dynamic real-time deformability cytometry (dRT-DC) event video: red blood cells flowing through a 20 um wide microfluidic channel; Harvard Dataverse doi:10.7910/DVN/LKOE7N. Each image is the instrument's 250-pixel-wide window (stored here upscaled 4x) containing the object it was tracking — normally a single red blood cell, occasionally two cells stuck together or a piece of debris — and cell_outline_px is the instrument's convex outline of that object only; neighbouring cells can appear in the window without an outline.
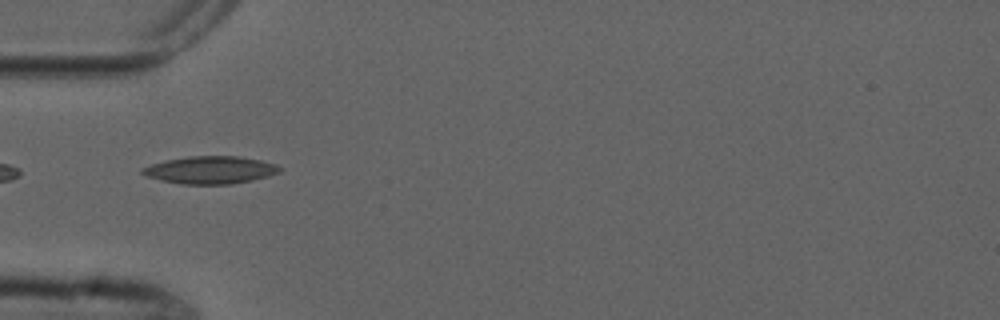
{"species": "common noctule bat (a hibernating species)", "species_latin": "Nyctalus noctula", "temperature_condition": "cold", "stored_images_in_passage": 8, "camera_frame_rate_fps": 3000, "um_per_image_px": 0.085, "animal": {"sex": "male", "forearm_length_mm": 52.5}, "frame": {"image": 1, "passage_image": 7, "time_ms": 8.0, "image_size_px": [1000, 320], "cell_outline_px": [[284, 168], [280, 172], [268, 176], [252, 180], [232, 184], [180, 184], [160, 180], [148, 176], [140, 172], [140, 168], [152, 164], [168, 160], [188, 156], [236, 156], [260, 160], [276, 164]], "centroid_in_image_um": [17.9, 14.45], "position_along_channel_um": 67.1, "area_um2": 22.02}}
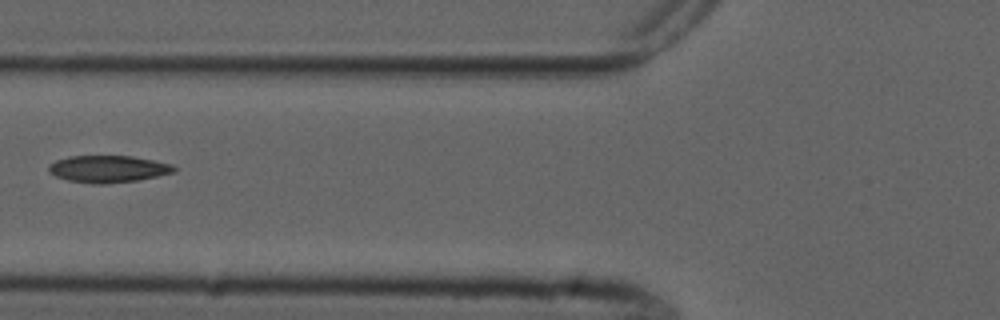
{"frame": {"image": 2, "passage_image": 8, "time_ms": 9.333, "image_size_px": [1000, 320], "cell_outline_px": [[176, 172], [136, 180], [108, 184], [92, 184], [68, 180], [56, 176], [48, 172], [48, 164], [56, 160], [68, 156], [132, 156], [172, 164], [176, 168]], "centroid_in_image_um": [9.16, 14.36], "position_along_channel_um": 116.6, "area_um2": 19.77}}